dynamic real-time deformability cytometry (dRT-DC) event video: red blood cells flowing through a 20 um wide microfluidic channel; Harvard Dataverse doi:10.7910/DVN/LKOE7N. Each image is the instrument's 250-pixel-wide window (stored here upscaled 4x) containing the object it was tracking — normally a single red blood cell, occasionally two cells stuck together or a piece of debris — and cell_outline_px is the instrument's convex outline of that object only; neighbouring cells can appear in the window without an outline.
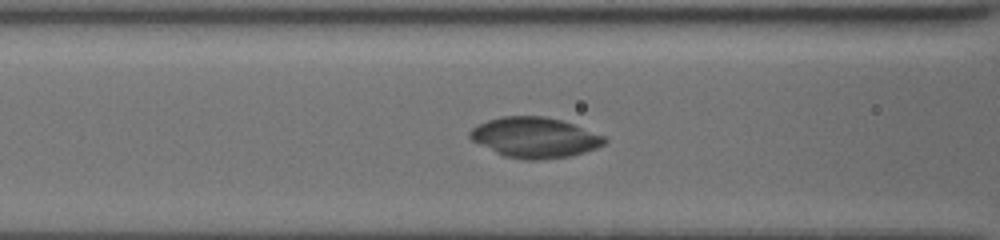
{"species": "common noctule bat (a hibernating species)", "species_latin": "Nyctalus noctula", "temperature_condition": "cold", "stored_images_in_passage": 41, "camera_frame_rate_fps": 3000, "um_per_image_px": 0.085, "animal": {"sex": "female", "body_mass_g": 19.5, "forearm_length_mm": 54.1}, "frame": {"image": 1, "passage_image": 18, "time_ms": 5.667, "image_size_px": [1000, 240], "cell_outline_px": [[608, 140], [604, 144], [596, 148], [584, 152], [568, 156], [536, 160], [524, 160], [504, 156], [472, 140], [468, 136], [468, 132], [472, 128], [488, 120], [504, 116], [544, 116], [560, 120], [572, 124], [604, 136]], "centroid_in_image_um": [45.44, 11.69], "position_along_channel_um": 121.2, "area_um2": 31.27}}
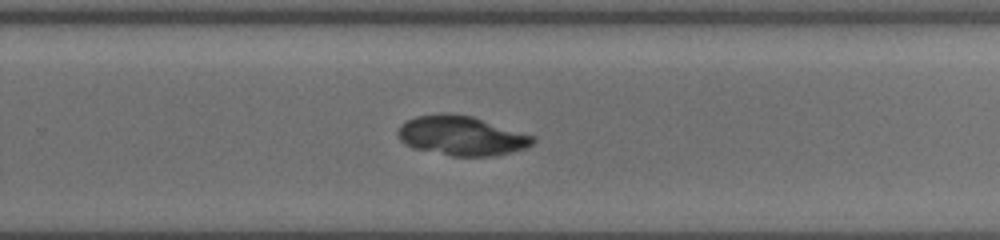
{"frame": {"image": 2, "passage_image": 31, "time_ms": 10.0, "image_size_px": [1000, 240], "cell_outline_px": [[536, 140], [532, 144], [524, 148], [492, 156], [452, 156], [412, 148], [404, 144], [400, 140], [396, 132], [400, 124], [416, 116], [448, 112], [472, 116], [536, 136]], "centroid_in_image_um": [39.2, 11.53], "position_along_channel_um": 290.6, "area_um2": 31.21}}
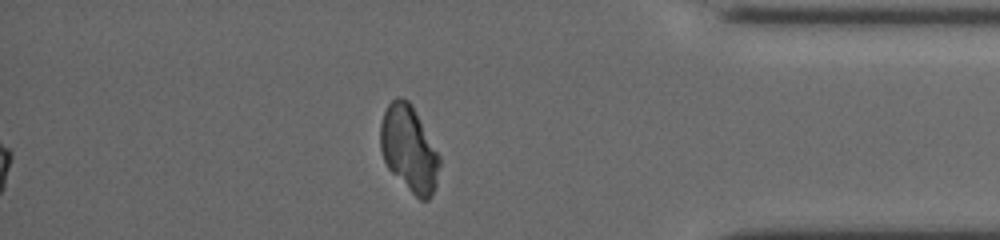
{"frame": {"image": 3, "passage_image": 41, "time_ms": 13.333, "image_size_px": [1000, 240], "cell_outline_px": [[440, 164], [436, 184], [428, 200], [420, 200], [388, 168], [384, 160], [380, 148], [380, 124], [384, 112], [388, 104], [396, 96], [400, 96], [408, 100], [412, 104], [440, 156]], "centroid_in_image_um": [34.76, 12.6], "position_along_channel_um": 400.4, "area_um2": 29.42}}